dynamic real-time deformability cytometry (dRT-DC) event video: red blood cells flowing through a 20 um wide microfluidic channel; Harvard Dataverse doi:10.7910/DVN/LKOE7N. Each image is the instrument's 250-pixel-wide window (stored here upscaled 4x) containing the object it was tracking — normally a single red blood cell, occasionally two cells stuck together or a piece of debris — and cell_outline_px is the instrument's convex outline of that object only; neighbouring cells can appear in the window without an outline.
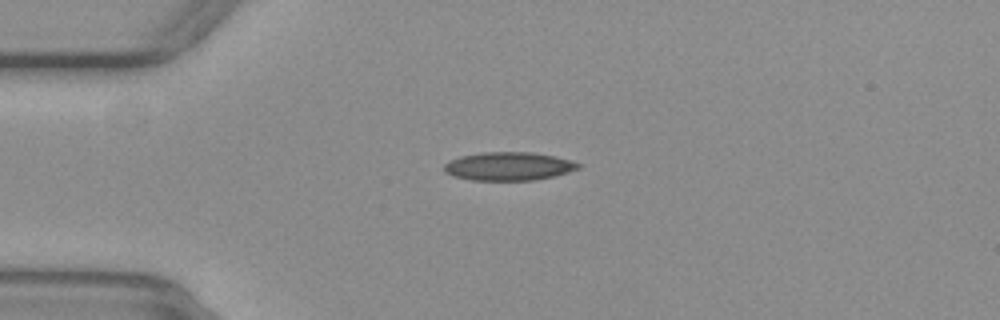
{"species": "common noctule bat (a hibernating species)", "species_latin": "Nyctalus noctula", "temperature_condition": "warm", "stored_images_in_passage": 18, "camera_frame_rate_fps": 3000, "um_per_image_px": 0.085, "animal": {"sex": "female", "body_mass_g": 29.2, "forearm_length_mm": 56.3}, "frame": {"image": 1, "passage_image": 6, "time_ms": 1.667, "image_size_px": [1000, 320], "cell_outline_px": [[584, 164], [580, 168], [568, 172], [552, 176], [532, 180], [472, 180], [452, 176], [444, 172], [444, 164], [448, 160], [460, 156], [484, 152], [532, 152], [556, 156], [572, 160]], "centroid_in_image_um": [43.24, 14.12], "position_along_channel_um": 41.8, "area_um2": 22.37}}
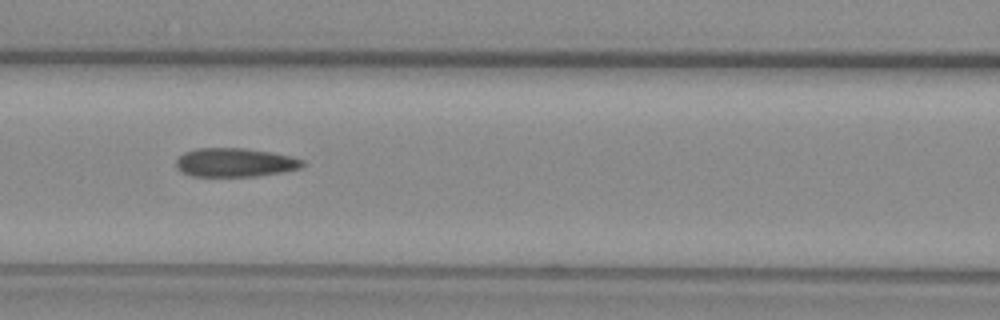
{"frame": {"image": 2, "passage_image": 16, "time_ms": 5.0, "image_size_px": [1000, 320], "cell_outline_px": [[304, 164], [300, 168], [280, 172], [256, 176], [192, 176], [176, 168], [176, 160], [184, 152], [196, 148], [244, 148], [268, 152], [288, 156], [304, 160]], "centroid_in_image_um": [19.93, 13.81], "position_along_channel_um": 146.7, "area_um2": 20.92}}